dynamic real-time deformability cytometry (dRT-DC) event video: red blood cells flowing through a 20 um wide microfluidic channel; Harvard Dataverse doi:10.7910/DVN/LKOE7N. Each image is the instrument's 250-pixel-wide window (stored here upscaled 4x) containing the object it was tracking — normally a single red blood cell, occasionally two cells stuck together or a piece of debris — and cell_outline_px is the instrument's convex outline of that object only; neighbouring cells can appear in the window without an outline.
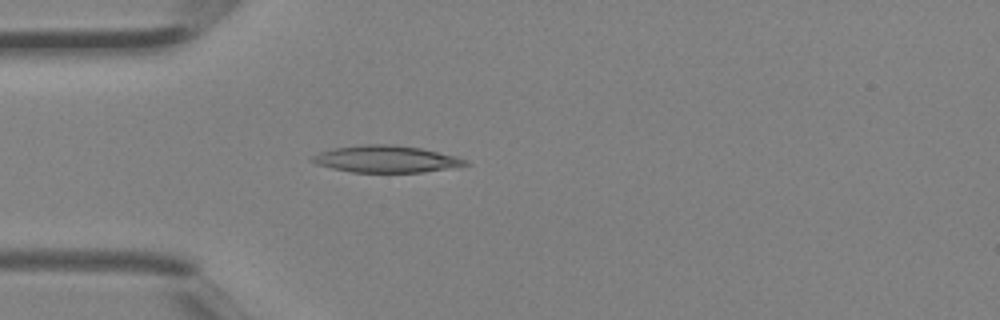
{"species": "Egyptian fruit bat (a non-hibernating species)", "species_latin": "Rousettus aegyptiacus", "temperature_condition": "room temperature", "stored_images_in_passage": 4, "camera_frame_rate_fps": 3000, "um_per_image_px": 0.085, "animal": {"sex": "female"}, "frame": {"image": 1, "passage_image": 4, "time_ms": 1.0, "image_size_px": [1000, 320], "cell_outline_px": [[472, 164], [424, 172], [352, 172], [332, 168], [316, 164], [308, 160], [312, 156], [320, 152], [336, 148], [364, 144], [392, 144], [420, 148], [456, 156], [468, 160]], "centroid_in_image_um": [32.82, 13.52], "position_along_channel_um": 52.2, "area_um2": 23.93}}